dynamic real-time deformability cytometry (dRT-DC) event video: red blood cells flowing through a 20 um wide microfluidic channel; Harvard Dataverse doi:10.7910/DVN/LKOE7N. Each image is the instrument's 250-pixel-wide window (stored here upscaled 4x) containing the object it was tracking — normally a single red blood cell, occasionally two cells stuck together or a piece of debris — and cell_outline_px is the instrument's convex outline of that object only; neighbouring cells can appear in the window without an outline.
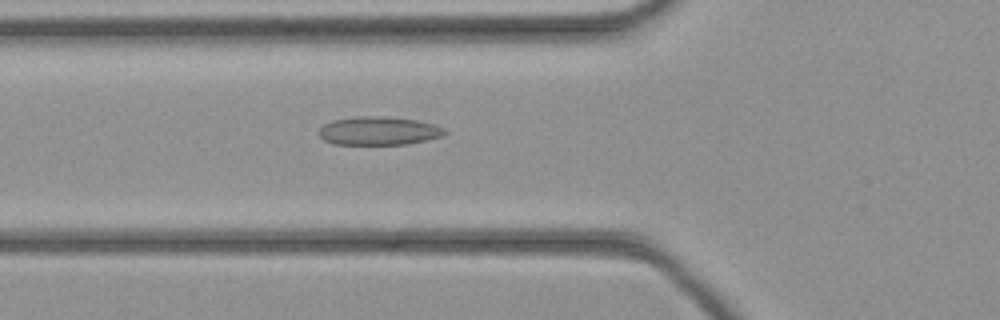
{"species": "common noctule bat (a hibernating species)", "species_latin": "Nyctalus noctula", "temperature_condition": "cold", "stored_images_in_passage": 45, "camera_frame_rate_fps": 3000, "um_per_image_px": 0.085, "animal": {"sex": "female", "body_mass_g": 21.9}, "frame": {"image": 1, "passage_image": 16, "time_ms": 5.0, "image_size_px": [1000, 320], "cell_outline_px": [[448, 132], [440, 136], [408, 144], [332, 144], [324, 140], [320, 136], [320, 128], [324, 124], [332, 120], [356, 116], [384, 116], [416, 120], [432, 124], [444, 128]], "centroid_in_image_um": [32.16, 11.11], "position_along_channel_um": 93.6, "area_um2": 20.69}}
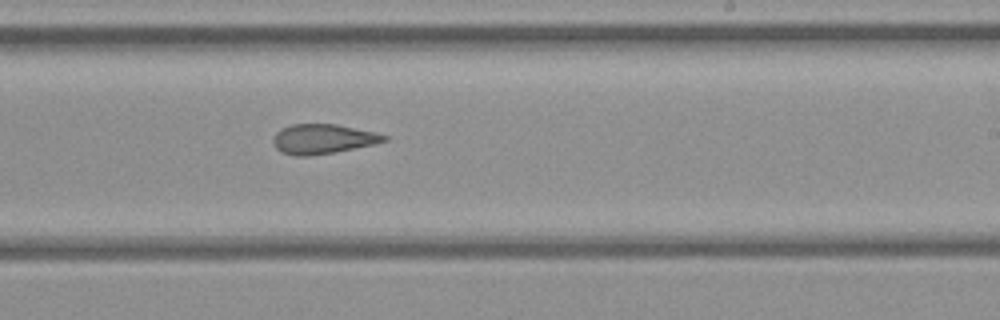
{"frame": {"image": 2, "passage_image": 27, "time_ms": 8.667, "image_size_px": [1000, 320], "cell_outline_px": [[388, 140], [376, 144], [332, 152], [308, 156], [296, 156], [280, 152], [276, 148], [272, 140], [276, 132], [280, 128], [292, 124], [336, 124], [376, 132], [388, 136]], "centroid_in_image_um": [27.43, 11.8], "position_along_channel_um": 261.6, "area_um2": 19.25}}
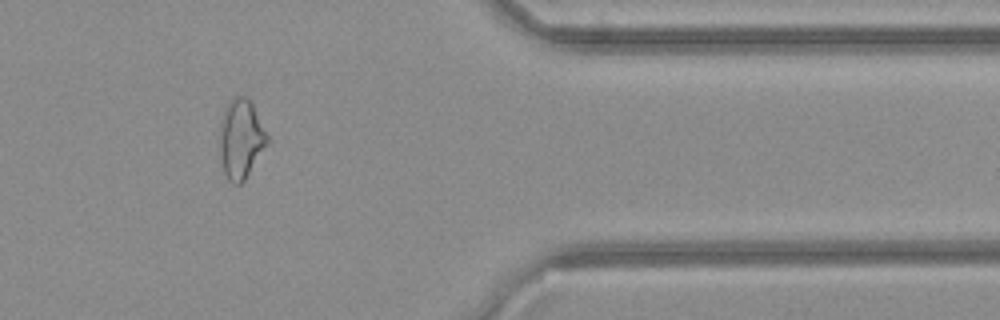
{"frame": {"image": 3, "passage_image": 37, "time_ms": 12.0, "image_size_px": [1000, 320], "cell_outline_px": [[272, 140], [244, 180], [240, 184], [232, 184], [228, 180], [224, 172], [220, 156], [220, 120], [224, 108], [228, 100], [236, 96], [248, 96]], "centroid_in_image_um": [20.51, 11.78], "position_along_channel_um": 390.9, "area_um2": 22.6}}